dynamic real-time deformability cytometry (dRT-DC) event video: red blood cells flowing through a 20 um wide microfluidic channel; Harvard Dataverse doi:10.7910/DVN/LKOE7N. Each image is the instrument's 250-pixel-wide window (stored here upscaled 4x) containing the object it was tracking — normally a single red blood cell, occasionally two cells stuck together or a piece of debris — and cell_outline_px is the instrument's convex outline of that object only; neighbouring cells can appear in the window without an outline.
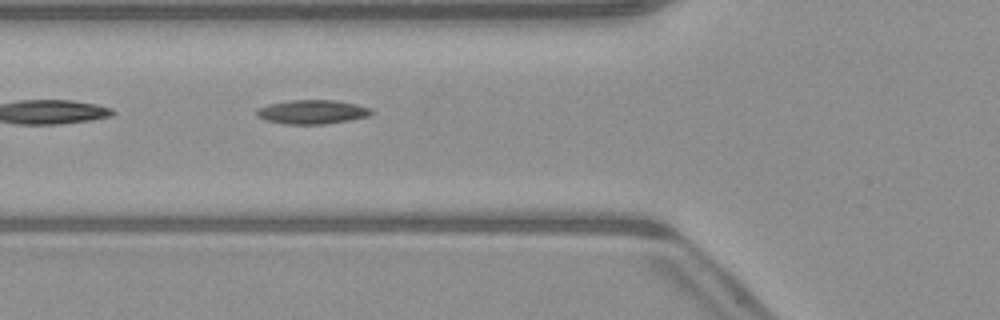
{"species": "common noctule bat (a hibernating species)", "species_latin": "Nyctalus noctula", "temperature_condition": "warm", "stored_images_in_passage": 2, "camera_frame_rate_fps": 3000, "um_per_image_px": 0.085, "animal": {"sex": "male", "body_mass_g": 23.1, "forearm_length_mm": 52.7}, "frame": {"image": 1, "passage_image": 2, "time_ms": 1.0, "image_size_px": [1000, 320], "cell_outline_px": [[376, 112], [372, 116], [324, 124], [284, 124], [264, 120], [256, 116], [256, 108], [268, 104], [292, 100], [332, 100], [356, 104], [372, 108]], "centroid_in_image_um": [26.55, 9.52], "position_along_channel_um": 99.2, "area_um2": 16.3}}